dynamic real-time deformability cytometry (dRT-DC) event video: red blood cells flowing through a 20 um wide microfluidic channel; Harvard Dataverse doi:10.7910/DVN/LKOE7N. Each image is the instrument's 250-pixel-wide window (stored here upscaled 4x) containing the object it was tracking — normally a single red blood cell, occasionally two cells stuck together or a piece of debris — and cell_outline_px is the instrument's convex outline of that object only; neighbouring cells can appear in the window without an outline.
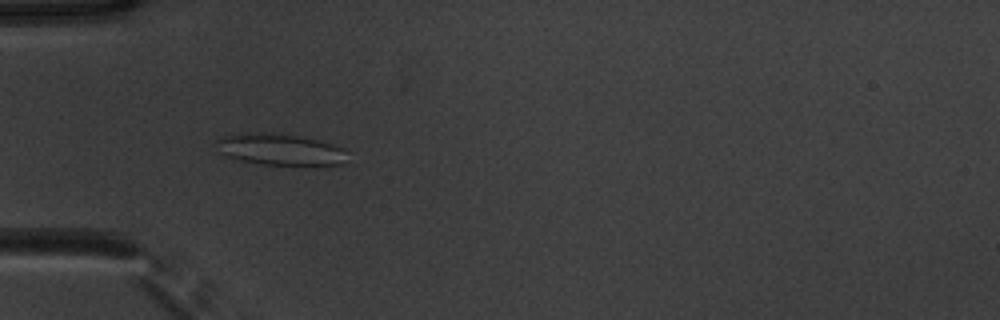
{"species": "common noctule bat (a hibernating species)", "species_latin": "Nyctalus noctula", "temperature_condition": "warm", "stored_images_in_passage": 37, "camera_frame_rate_fps": 3000, "um_per_image_px": 0.085, "animal": {"sex": "male", "body_mass_g": 20.1, "forearm_length_mm": 53.5}, "frame": {"image": 1, "passage_image": 1, "time_ms": 0.0, "image_size_px": [1000, 320], "cell_outline_px": [[348, 152], [344, 164], [316, 168], [308, 168], [264, 164], [240, 160], [228, 156], [220, 152], [216, 140], [224, 136], [248, 132], [264, 132], [296, 136], [316, 140], [332, 144], [344, 148]], "centroid_in_image_um": [23.93, 12.76], "position_along_channel_um": 61.1, "area_um2": 24.74}}
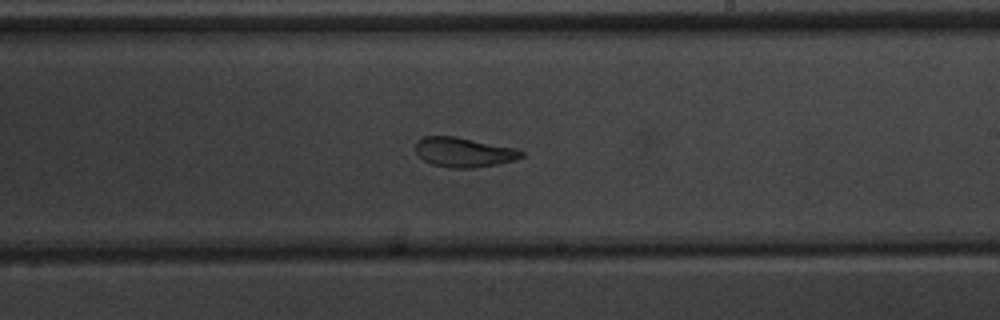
{"frame": {"image": 2, "passage_image": 16, "time_ms": 5.0, "image_size_px": [1000, 320], "cell_outline_px": [[524, 156], [512, 160], [496, 164], [472, 168], [452, 168], [432, 164], [424, 160], [416, 152], [416, 140], [424, 136], [456, 136], [516, 148], [524, 152]], "centroid_in_image_um": [39.41, 12.93], "position_along_channel_um": 249.6, "area_um2": 18.21}}
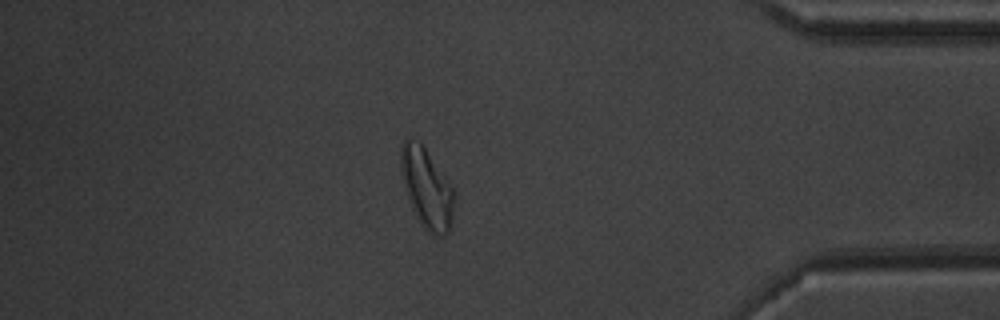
{"frame": {"image": 3, "passage_image": 30, "time_ms": 9.667, "image_size_px": [1000, 320], "cell_outline_px": [[456, 196], [452, 216], [448, 232], [444, 236], [436, 236], [424, 228], [408, 196], [400, 168], [400, 148], [404, 140], [408, 136], [420, 140], [452, 188]], "centroid_in_image_um": [36.27, 15.93], "position_along_channel_um": 398.9, "area_um2": 24.39}, "authors_computed_cell_mechanics": {"area_um2": 19.3052, "velocity_mm_per_s": 3.8536, "shape_relaxation_time_tau1_ms": null, "shape_relaxation_time_tau2_ms": 1.6227, "deformation_change_tau1": null, "deformation_change_tau2": 0.0891}}